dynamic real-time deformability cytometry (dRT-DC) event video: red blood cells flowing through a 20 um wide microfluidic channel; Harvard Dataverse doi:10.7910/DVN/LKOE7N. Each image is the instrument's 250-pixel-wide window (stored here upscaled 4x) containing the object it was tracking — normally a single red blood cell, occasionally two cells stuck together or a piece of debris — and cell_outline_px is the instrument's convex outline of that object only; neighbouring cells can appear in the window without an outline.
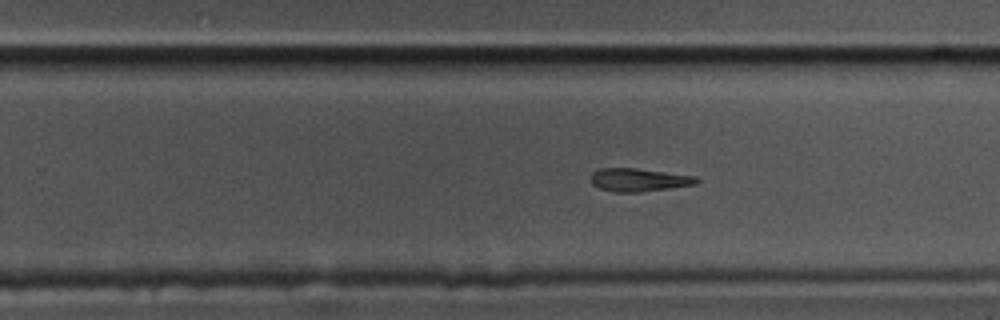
{"species": "common noctule bat (a hibernating species)", "species_latin": "Nyctalus noctula", "temperature_condition": "cold", "stored_images_in_passage": 59, "camera_frame_rate_fps": 3000, "um_per_image_px": 0.085, "animal": {"sex": "male", "body_mass_g": 17.5, "forearm_length_mm": 52.3}, "frame": {"image": 1, "passage_image": 36, "time_ms": 11.667, "image_size_px": [1000, 320], "cell_outline_px": [[700, 180], [696, 184], [640, 192], [612, 192], [600, 188], [592, 184], [592, 172], [600, 168], [636, 168], [696, 176]], "centroid_in_image_um": [54.3, 15.28], "position_along_channel_um": 275.5, "area_um2": 14.16}}
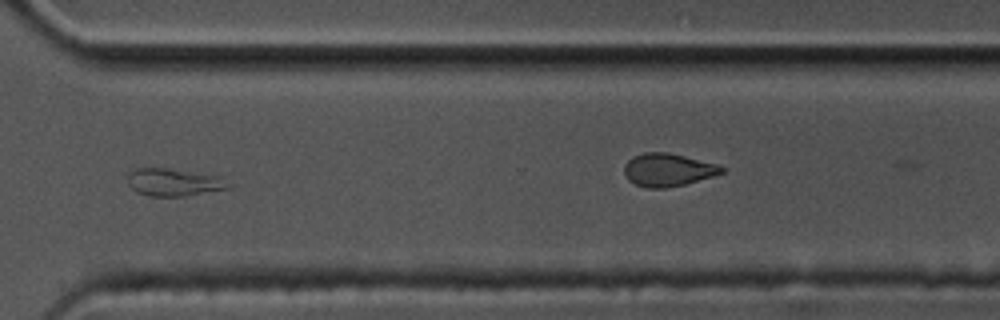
{"frame": {"image": 2, "passage_image": 43, "time_ms": 14.0, "image_size_px": [1000, 320], "cell_outline_px": [[236, 184], [232, 188], [184, 196], [148, 196], [136, 192], [128, 184], [128, 172], [136, 168], [168, 168], [224, 176]], "centroid_in_image_um": [14.89, 15.48], "position_along_channel_um": 355.7, "area_um2": 16.76}}
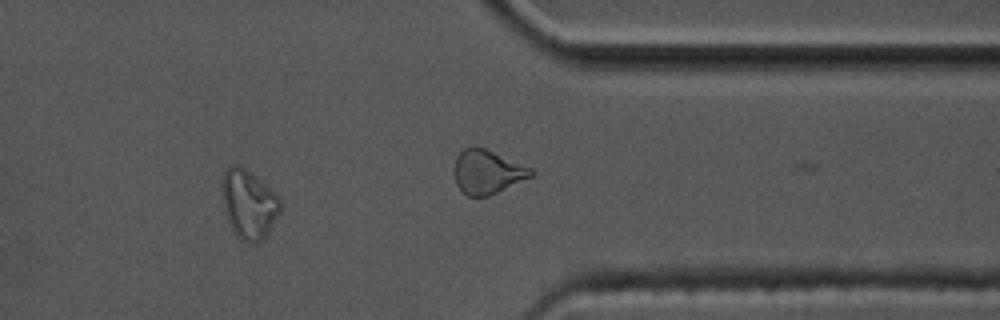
{"frame": {"image": 3, "passage_image": 48, "time_ms": 15.667, "image_size_px": [1000, 320], "cell_outline_px": [[280, 212], [268, 232], [256, 244], [248, 244], [240, 240], [236, 236], [228, 220], [224, 208], [220, 188], [224, 172], [228, 164], [236, 164], [252, 172], [280, 200]], "centroid_in_image_um": [21.09, 17.35], "position_along_channel_um": 390.3, "area_um2": 23.35}, "authors_computed_cell_mechanics": {"area_um2": 15.1436, "velocity_mm_per_s": 3.4246, "shape_relaxation_time_tau1_ms": 6.5053, "shape_relaxation_time_tau2_ms": 2.7821, "deformation_change_tau1": 0.2584, "deformation_change_tau2": 0.0965}}